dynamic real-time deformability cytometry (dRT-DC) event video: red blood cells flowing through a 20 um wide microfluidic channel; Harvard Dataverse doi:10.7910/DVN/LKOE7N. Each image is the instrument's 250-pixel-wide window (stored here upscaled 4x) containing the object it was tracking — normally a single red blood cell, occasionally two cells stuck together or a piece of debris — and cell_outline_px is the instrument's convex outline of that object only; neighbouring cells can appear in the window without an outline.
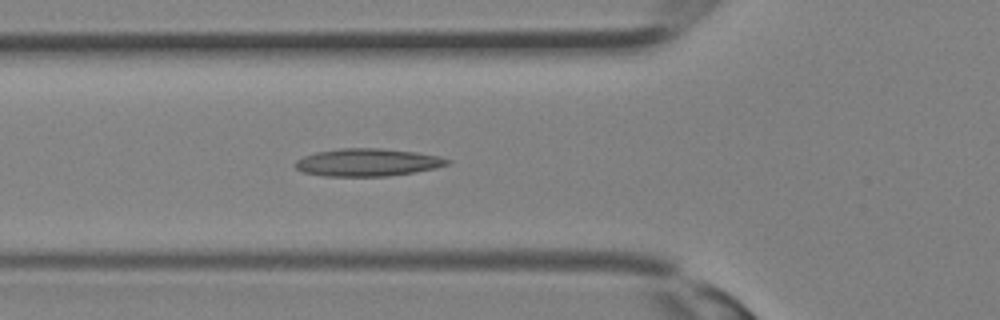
{"species": "Egyptian fruit bat (a non-hibernating species)", "species_latin": "Rousettus aegyptiacus", "temperature_condition": "room temperature", "stored_images_in_passage": 19, "camera_frame_rate_fps": 3000, "um_per_image_px": 0.085, "animal": {"sex": "female"}, "frame": {"image": 1, "passage_image": 9, "time_ms": 2.667, "image_size_px": [1000, 320], "cell_outline_px": [[452, 160], [448, 164], [436, 168], [416, 172], [388, 176], [324, 176], [300, 172], [292, 164], [296, 160], [304, 156], [316, 152], [340, 148], [380, 148], [416, 152], [440, 156]], "centroid_in_image_um": [31.22, 13.8], "position_along_channel_um": 94.6, "area_um2": 24.74}}
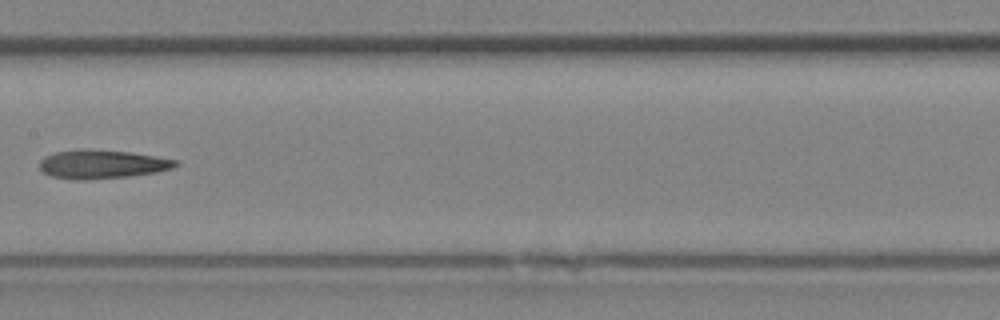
{"frame": {"image": 2, "passage_image": 14, "time_ms": 4.333, "image_size_px": [1000, 320], "cell_outline_px": [[180, 164], [172, 168], [156, 172], [128, 176], [84, 180], [76, 180], [52, 176], [44, 172], [40, 168], [40, 160], [44, 156], [56, 152], [80, 148], [84, 148], [132, 152], [180, 160]], "centroid_in_image_um": [8.7, 13.94], "position_along_channel_um": 198.7, "area_um2": 22.95}}
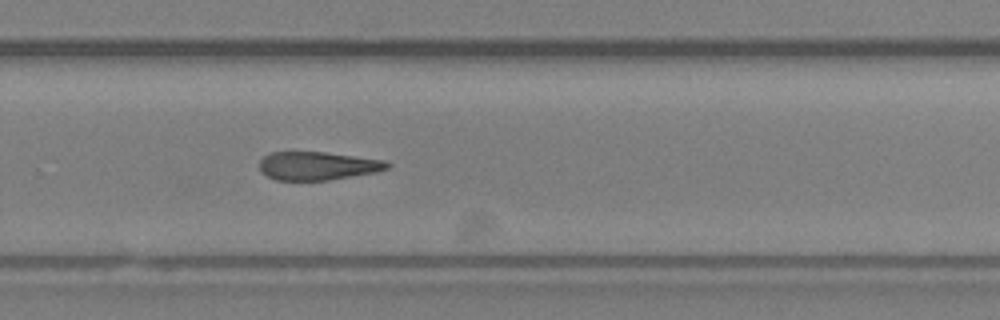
{"frame": {"image": 3, "passage_image": 19, "time_ms": 6.0, "image_size_px": [1000, 320], "cell_outline_px": [[392, 164], [388, 168], [376, 172], [328, 180], [276, 180], [260, 172], [260, 160], [268, 152], [324, 152], [388, 160]], "centroid_in_image_um": [27.02, 14.09], "position_along_channel_um": 302.8, "area_um2": 21.21}}